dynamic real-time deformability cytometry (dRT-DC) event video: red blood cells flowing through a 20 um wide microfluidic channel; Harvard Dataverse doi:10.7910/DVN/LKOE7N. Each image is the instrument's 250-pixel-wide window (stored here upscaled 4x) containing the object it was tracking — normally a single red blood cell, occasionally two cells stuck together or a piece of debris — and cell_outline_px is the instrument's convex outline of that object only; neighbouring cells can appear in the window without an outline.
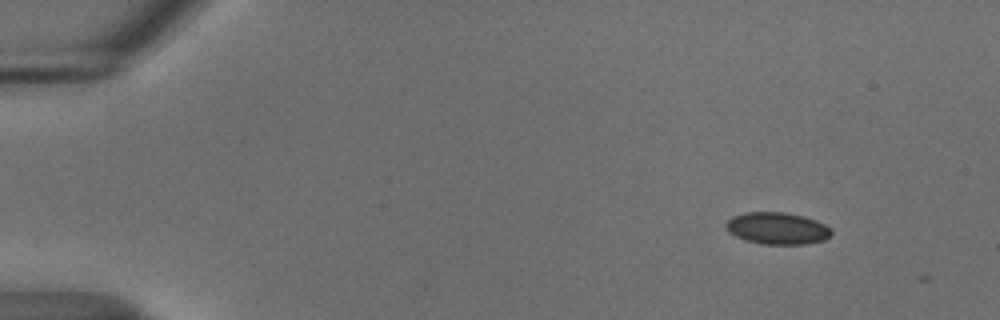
{"species": "common noctule bat (a hibernating species)", "species_latin": "Nyctalus noctula", "temperature_condition": "cold", "stored_images_in_passage": 2, "camera_frame_rate_fps": 3000, "um_per_image_px": 0.085, "animal": {"sex": "male", "body_mass_g": 18.8}, "frame": {"image": 1, "passage_image": 1, "time_ms": 0.0, "image_size_px": [1000, 320], "cell_outline_px": [[832, 232], [824, 240], [804, 244], [764, 244], [744, 240], [728, 232], [724, 224], [732, 216], [744, 212], [784, 212], [804, 216], [816, 220], [824, 224]], "centroid_in_image_um": [66.02, 19.4], "position_along_channel_um": 19.0, "area_um2": 19.59}}